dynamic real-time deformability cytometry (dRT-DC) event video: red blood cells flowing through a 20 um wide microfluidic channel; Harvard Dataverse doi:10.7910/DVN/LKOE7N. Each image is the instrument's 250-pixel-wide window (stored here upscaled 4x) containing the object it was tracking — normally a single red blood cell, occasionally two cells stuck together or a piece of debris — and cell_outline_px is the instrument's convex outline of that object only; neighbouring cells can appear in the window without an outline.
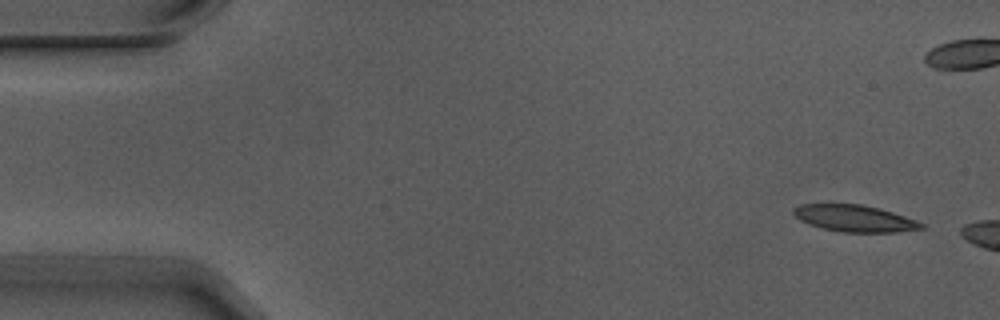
{"species": "Egyptian fruit bat (a non-hibernating species)", "species_latin": "Rousettus aegyptiacus", "temperature_condition": "warm", "stored_images_in_passage": 3, "camera_frame_rate_fps": 3000, "um_per_image_px": 0.085, "animal": {"sex": "male"}, "frame": {"image": 1, "passage_image": 1, "time_ms": 0.0, "image_size_px": [1000, 320], "cell_outline_px": [[928, 228], [900, 232], [840, 232], [820, 228], [808, 224], [800, 220], [792, 212], [792, 208], [800, 204], [860, 204], [880, 208], [916, 220], [924, 224]], "centroid_in_image_um": [72.65, 18.57], "position_along_channel_um": 12.4, "area_um2": 20.11}}